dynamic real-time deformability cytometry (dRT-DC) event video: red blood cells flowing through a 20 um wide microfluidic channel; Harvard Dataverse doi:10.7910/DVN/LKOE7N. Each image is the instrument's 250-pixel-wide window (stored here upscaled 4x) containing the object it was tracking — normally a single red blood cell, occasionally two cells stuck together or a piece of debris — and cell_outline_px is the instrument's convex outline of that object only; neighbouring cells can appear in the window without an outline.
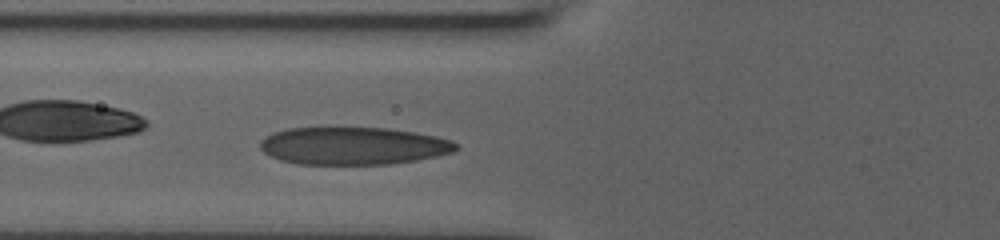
{"species": "human", "species_latin": "Homo sapiens", "temperature_condition": "room temperature", "stored_images_in_passage": 5, "camera_frame_rate_fps": 3000, "um_per_image_px": 0.085, "donor": {"sex": "male"}, "frame": {"image": 1, "passage_image": 5, "time_ms": 1.333, "image_size_px": [1000, 240], "cell_outline_px": [[460, 148], [452, 152], [436, 156], [416, 160], [392, 164], [296, 164], [280, 160], [264, 152], [260, 148], [260, 140], [264, 136], [272, 132], [288, 128], [388, 128], [416, 132], [436, 136], [452, 140], [460, 144]], "centroid_in_image_um": [30.04, 12.4], "position_along_channel_um": 95.8, "area_um2": 43.18}}